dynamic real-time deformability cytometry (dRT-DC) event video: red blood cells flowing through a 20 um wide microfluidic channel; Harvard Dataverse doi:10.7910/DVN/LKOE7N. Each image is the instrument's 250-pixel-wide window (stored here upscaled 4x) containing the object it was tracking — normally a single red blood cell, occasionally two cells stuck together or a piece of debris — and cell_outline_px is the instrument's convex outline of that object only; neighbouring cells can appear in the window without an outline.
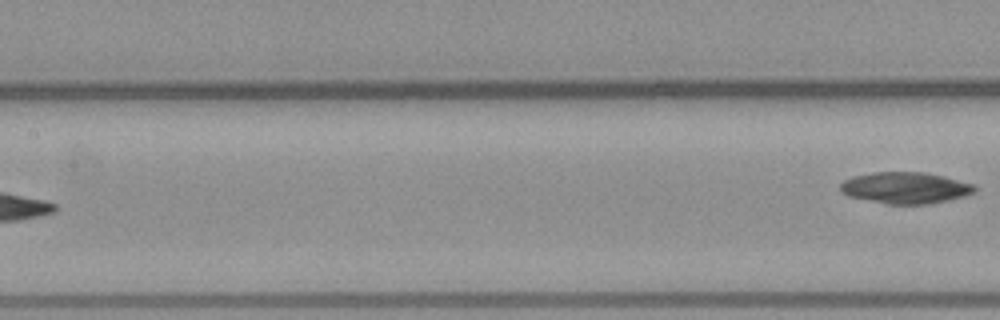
{"species": "common noctule bat (a hibernating species)", "species_latin": "Nyctalus noctula", "temperature_condition": "warm", "stored_images_in_passage": 8, "segment_of_instrument_passage": [2, 2], "camera_frame_rate_fps": 3000, "um_per_image_px": 0.085, "animal": {"sex": "male", "body_mass_g": 23.1, "forearm_length_mm": 52.7}, "frame": {"image": 1, "passage_image": 8, "time_ms": 9.333, "image_size_px": [1000, 320], "cell_outline_px": [[976, 192], [964, 196], [932, 204], [884, 204], [848, 196], [840, 192], [840, 184], [844, 180], [852, 176], [872, 172], [928, 172], [944, 176], [972, 184], [976, 188]], "centroid_in_image_um": [76.93, 15.97], "position_along_channel_um": 130.5, "area_um2": 24.85}}